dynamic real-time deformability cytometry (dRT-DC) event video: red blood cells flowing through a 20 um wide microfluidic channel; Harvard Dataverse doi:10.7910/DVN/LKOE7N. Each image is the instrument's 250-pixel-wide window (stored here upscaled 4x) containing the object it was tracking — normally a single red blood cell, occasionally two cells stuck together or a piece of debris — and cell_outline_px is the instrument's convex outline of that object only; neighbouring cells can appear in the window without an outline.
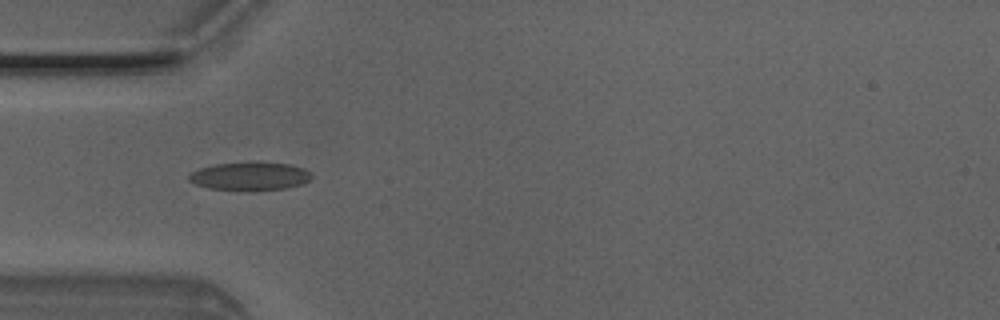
{"species": "Egyptian fruit bat (a non-hibernating species)", "species_latin": "Rousettus aegyptiacus", "temperature_condition": "room temperature", "stored_images_in_passage": 8, "camera_frame_rate_fps": 3000, "um_per_image_px": 0.085, "animal": {"sex": "male"}, "frame": {"image": 1, "passage_image": 4, "time_ms": 1.0, "image_size_px": [1000, 320], "cell_outline_px": [[312, 176], [308, 180], [300, 184], [288, 188], [256, 192], [240, 192], [208, 188], [196, 184], [188, 180], [188, 176], [192, 172], [200, 168], [216, 164], [288, 164], [304, 168], [312, 172]], "centroid_in_image_um": [21.24, 15.04], "position_along_channel_um": 63.8, "area_um2": 20.11}}
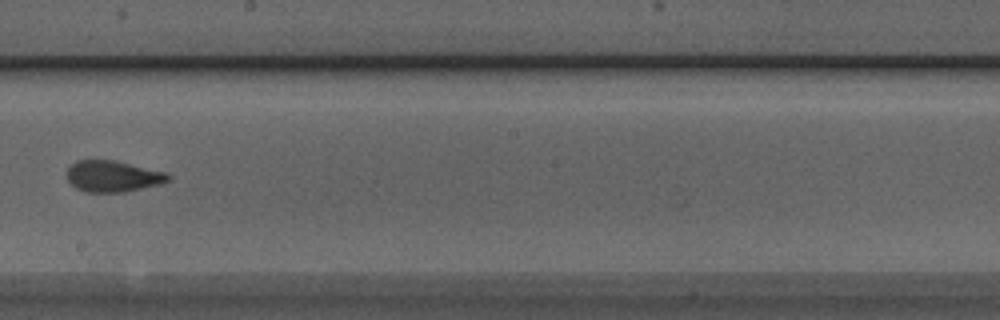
{"frame": {"image": 2, "passage_image": 8, "time_ms": 2.333, "image_size_px": [1000, 320], "cell_outline_px": [[172, 180], [160, 184], [124, 192], [84, 192], [76, 188], [68, 180], [64, 172], [76, 160], [116, 160], [168, 172], [172, 176]], "centroid_in_image_um": [9.62, 14.97], "position_along_channel_um": 238.6, "area_um2": 18.84}}